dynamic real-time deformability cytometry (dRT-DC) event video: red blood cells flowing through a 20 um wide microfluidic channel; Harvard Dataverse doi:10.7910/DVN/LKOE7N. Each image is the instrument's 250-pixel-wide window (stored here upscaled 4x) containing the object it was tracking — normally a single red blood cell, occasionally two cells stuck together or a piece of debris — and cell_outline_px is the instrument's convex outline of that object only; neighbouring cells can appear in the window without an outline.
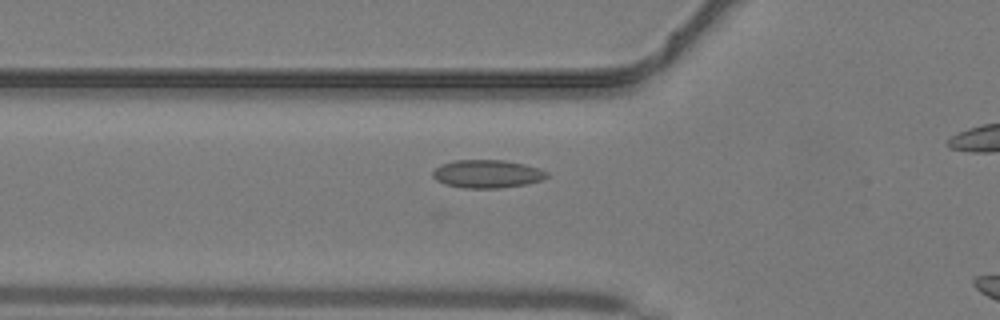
{"species": "common noctule bat (a hibernating species)", "species_latin": "Nyctalus noctula", "temperature_condition": "warm", "stored_images_in_passage": 29, "camera_frame_rate_fps": 3000, "um_per_image_px": 0.085, "animal": {"sex": "male", "body_mass_g": 19.2, "forearm_length_mm": 51.8}, "frame": {"image": 1, "passage_image": 8, "time_ms": 2.333, "image_size_px": [1000, 320], "cell_outline_px": [[544, 176], [536, 180], [516, 184], [452, 184], [440, 180], [436, 176], [436, 172], [440, 168], [448, 164], [468, 160], [488, 160], [516, 164], [528, 168]], "centroid_in_image_um": [41.3, 14.71], "position_along_channel_um": 84.5, "area_um2": 14.51}}
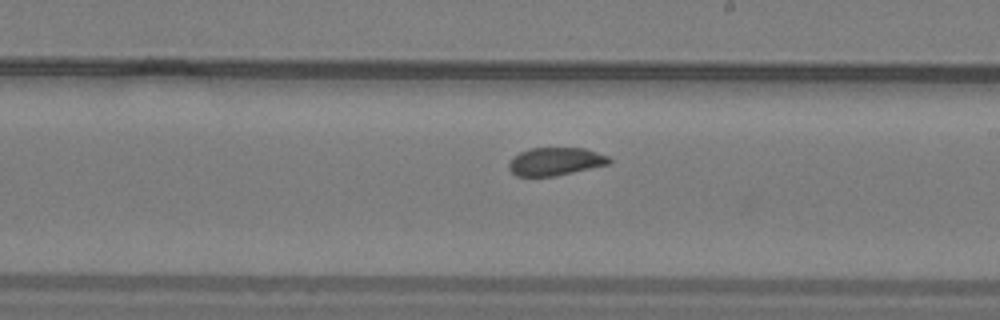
{"frame": {"image": 2, "passage_image": 18, "time_ms": 5.667, "image_size_px": [1000, 320], "cell_outline_px": [[608, 160], [604, 164], [548, 176], [520, 176], [512, 168], [512, 160], [516, 156], [524, 152], [536, 148], [576, 148], [604, 156]], "centroid_in_image_um": [47.14, 13.71], "position_along_channel_um": 241.9, "area_um2": 14.45}}
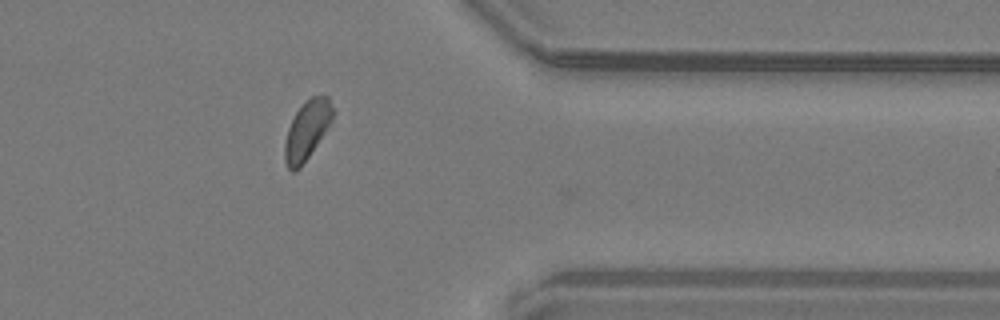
{"frame": {"image": 3, "passage_image": 28, "time_ms": 9.0, "image_size_px": [1000, 320], "cell_outline_px": [[332, 112], [324, 128], [312, 148], [304, 160], [296, 168], [288, 168], [288, 132], [292, 120], [300, 108], [308, 100], [324, 100]], "centroid_in_image_um": [26.04, 11.07], "position_along_channel_um": 385.4, "area_um2": 13.06}}